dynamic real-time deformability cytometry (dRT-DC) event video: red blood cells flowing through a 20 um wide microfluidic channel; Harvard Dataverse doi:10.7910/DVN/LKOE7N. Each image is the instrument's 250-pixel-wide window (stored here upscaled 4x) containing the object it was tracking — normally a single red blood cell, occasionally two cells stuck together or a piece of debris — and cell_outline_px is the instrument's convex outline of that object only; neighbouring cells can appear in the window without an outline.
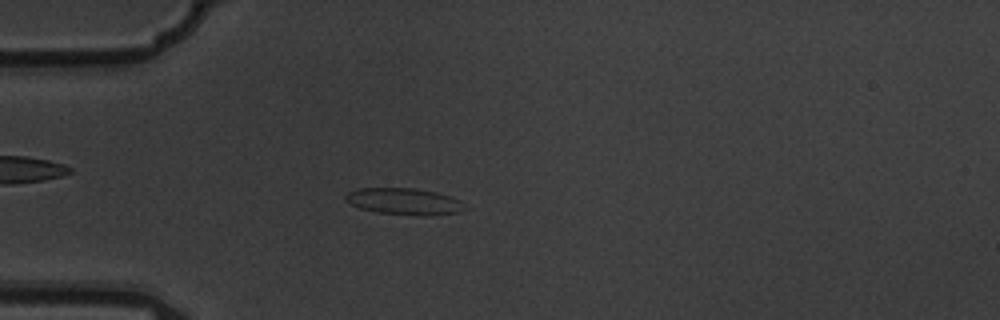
{"species": "common noctule bat (a hibernating species)", "species_latin": "Nyctalus noctula", "temperature_condition": "warm", "stored_images_in_passage": 4, "camera_frame_rate_fps": 3000, "um_per_image_px": 0.085, "animal": {"sex": "male", "body_mass_g": 19.5, "forearm_length_mm": 54.6}, "frame": {"image": 1, "passage_image": 4, "time_ms": 1.0, "image_size_px": [1000, 320], "cell_outline_px": [[460, 212], [424, 216], [376, 212], [360, 208], [348, 204], [344, 200], [344, 196], [348, 192], [360, 188], [416, 188], [436, 192], [452, 196], [460, 200]], "centroid_in_image_um": [34.27, 17.11], "position_along_channel_um": 50.7, "area_um2": 18.38}}